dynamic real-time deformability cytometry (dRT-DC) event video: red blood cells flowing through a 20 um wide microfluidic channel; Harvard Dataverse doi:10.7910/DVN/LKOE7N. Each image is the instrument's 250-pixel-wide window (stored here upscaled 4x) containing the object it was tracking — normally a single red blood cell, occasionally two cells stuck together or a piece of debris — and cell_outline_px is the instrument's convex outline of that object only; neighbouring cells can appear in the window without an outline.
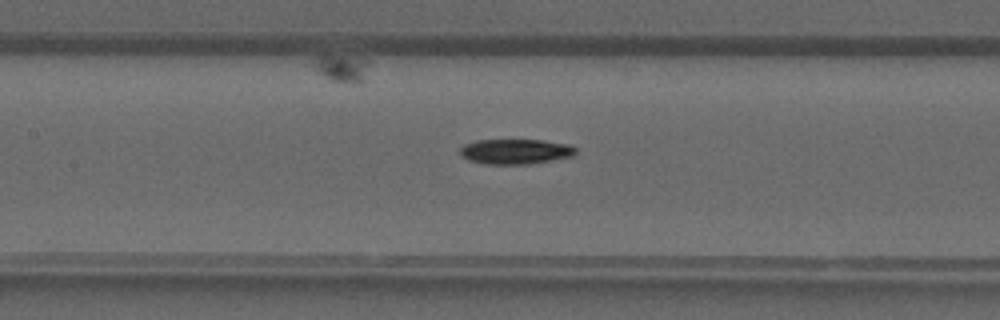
{"species": "common noctule bat (a hibernating species)", "species_latin": "Nyctalus noctula", "temperature_condition": "warm", "stored_images_in_passage": 37, "camera_frame_rate_fps": 3000, "um_per_image_px": 0.085, "animal": {"sex": "male", "forearm_length_mm": 52.5}, "frame": {"image": 1, "passage_image": 18, "time_ms": 5.667, "image_size_px": [1000, 320], "cell_outline_px": [[576, 156], [528, 164], [484, 164], [468, 160], [460, 156], [460, 148], [464, 144], [480, 140], [544, 140], [568, 144], [576, 148]], "centroid_in_image_um": [43.82, 12.88], "position_along_channel_um": 163.6, "area_um2": 17.05}}
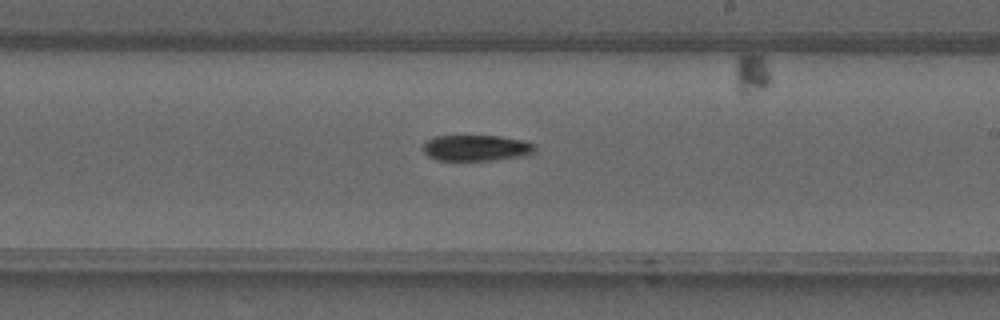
{"frame": {"image": 2, "passage_image": 23, "time_ms": 7.333, "image_size_px": [1000, 320], "cell_outline_px": [[536, 152], [520, 156], [492, 160], [436, 160], [428, 156], [424, 152], [424, 144], [428, 140], [436, 136], [500, 136], [524, 140], [532, 144], [536, 148]], "centroid_in_image_um": [40.49, 12.57], "position_along_channel_um": 248.5, "area_um2": 16.76}}
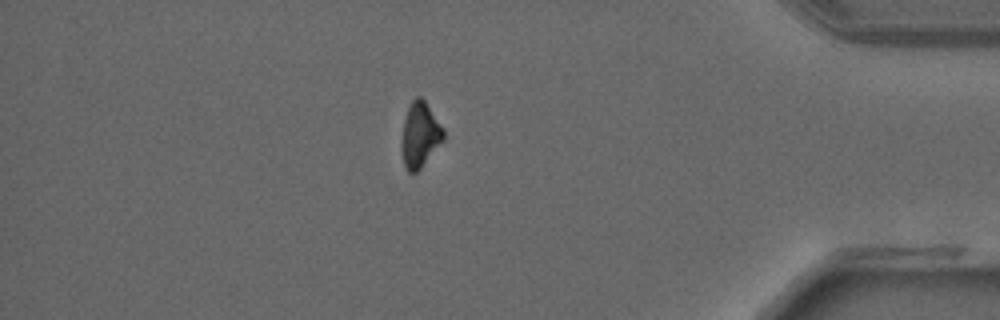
{"frame": {"image": 3, "passage_image": 34, "time_ms": 11.0, "image_size_px": [1000, 320], "cell_outline_px": [[444, 140], [420, 168], [416, 172], [408, 172], [404, 168], [400, 152], [400, 144], [404, 120], [408, 104], [416, 96], [420, 96], [424, 100], [444, 128]], "centroid_in_image_um": [35.66, 11.47], "position_along_channel_um": 399.5, "area_um2": 16.18}}